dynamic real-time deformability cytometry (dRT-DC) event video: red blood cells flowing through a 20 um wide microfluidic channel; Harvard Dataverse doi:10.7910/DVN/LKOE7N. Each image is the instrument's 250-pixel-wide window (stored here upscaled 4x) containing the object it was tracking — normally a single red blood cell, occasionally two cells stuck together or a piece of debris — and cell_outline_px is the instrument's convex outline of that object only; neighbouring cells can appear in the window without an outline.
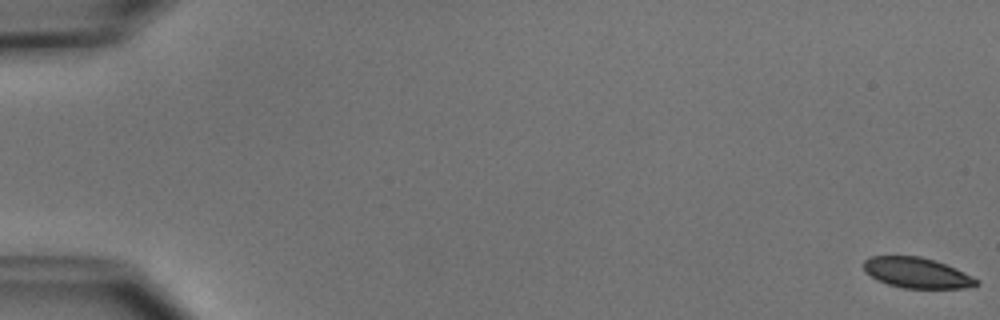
{"species": "common noctule bat (a hibernating species)", "species_latin": "Nyctalus noctula", "temperature_condition": "cold", "stored_images_in_passage": 6, "camera_frame_rate_fps": 3000, "um_per_image_px": 0.085, "animal": {"sex": "male", "body_mass_g": 15.6}, "frame": {"image": 1, "passage_image": 1, "time_ms": 0.0, "image_size_px": [1000, 320], "cell_outline_px": [[980, 284], [964, 288], [904, 288], [888, 284], [876, 280], [864, 272], [864, 260], [872, 256], [920, 256], [956, 268], [980, 280]], "centroid_in_image_um": [77.92, 23.19], "position_along_channel_um": 7.1, "area_um2": 20.0}}
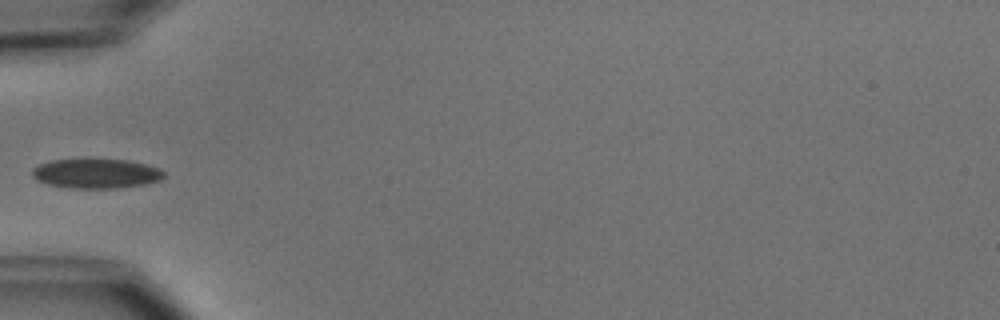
{"frame": {"image": 2, "passage_image": 5, "time_ms": 6.0, "image_size_px": [1000, 320], "cell_outline_px": [[164, 176], [160, 180], [144, 184], [116, 188], [68, 188], [48, 184], [36, 180], [32, 176], [32, 168], [40, 164], [52, 160], [128, 160], [160, 168], [164, 172]], "centroid_in_image_um": [8.16, 14.76], "position_along_channel_um": 76.8, "area_um2": 22.48}}